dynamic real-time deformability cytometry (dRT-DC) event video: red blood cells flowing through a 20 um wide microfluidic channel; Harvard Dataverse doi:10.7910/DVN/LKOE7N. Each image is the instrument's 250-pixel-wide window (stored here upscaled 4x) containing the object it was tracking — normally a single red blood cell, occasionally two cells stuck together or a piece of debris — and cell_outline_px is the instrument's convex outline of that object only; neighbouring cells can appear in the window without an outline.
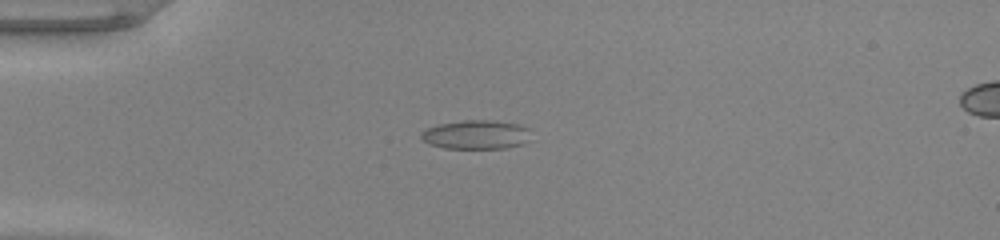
{"species": "common noctule bat (a hibernating species)", "species_latin": "Nyctalus noctula", "temperature_condition": "warm", "stored_images_in_passage": 35, "camera_frame_rate_fps": 3000, "um_per_image_px": 0.085, "animal": {"sex": "male", "body_mass_g": 20.0, "forearm_length_mm": 53.3}, "frame": {"image": 1, "passage_image": 4, "time_ms": 1.0, "image_size_px": [1000, 240], "cell_outline_px": [[536, 140], [524, 144], [504, 148], [444, 148], [428, 144], [420, 136], [420, 132], [428, 128], [440, 124], [464, 120], [488, 120], [516, 124], [528, 128]], "centroid_in_image_um": [40.55, 11.46], "position_along_channel_um": 44.4, "area_um2": 18.79}}
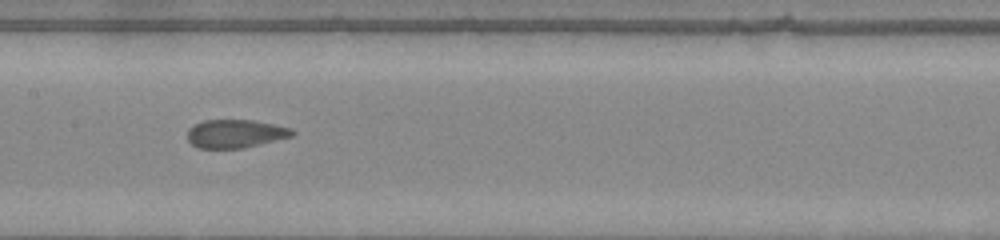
{"frame": {"image": 2, "passage_image": 17, "time_ms": 5.333, "image_size_px": [1000, 240], "cell_outline_px": [[296, 132], [292, 136], [244, 148], [200, 148], [192, 144], [188, 140], [188, 128], [192, 124], [204, 120], [252, 120], [292, 128]], "centroid_in_image_um": [19.99, 11.35], "position_along_channel_um": 187.4, "area_um2": 17.28}}
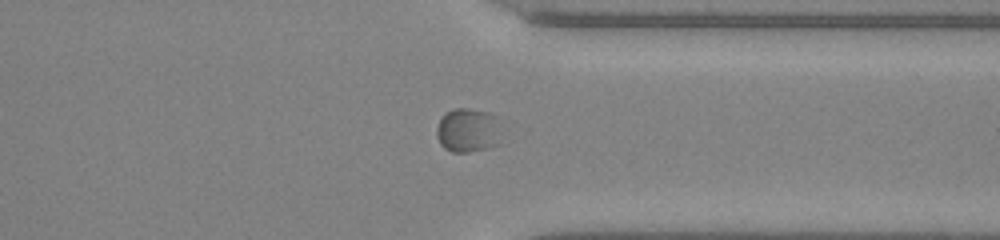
{"frame": {"image": 3, "passage_image": 31, "time_ms": 10.0, "image_size_px": [1000, 240], "cell_outline_px": [[500, 144], [488, 148], [468, 152], [452, 152], [444, 148], [440, 144], [436, 136], [436, 128], [444, 112], [452, 108], [468, 108], [488, 112], [492, 116]], "centroid_in_image_um": [39.67, 11.09], "position_along_channel_um": 371.7, "area_um2": 16.36}}